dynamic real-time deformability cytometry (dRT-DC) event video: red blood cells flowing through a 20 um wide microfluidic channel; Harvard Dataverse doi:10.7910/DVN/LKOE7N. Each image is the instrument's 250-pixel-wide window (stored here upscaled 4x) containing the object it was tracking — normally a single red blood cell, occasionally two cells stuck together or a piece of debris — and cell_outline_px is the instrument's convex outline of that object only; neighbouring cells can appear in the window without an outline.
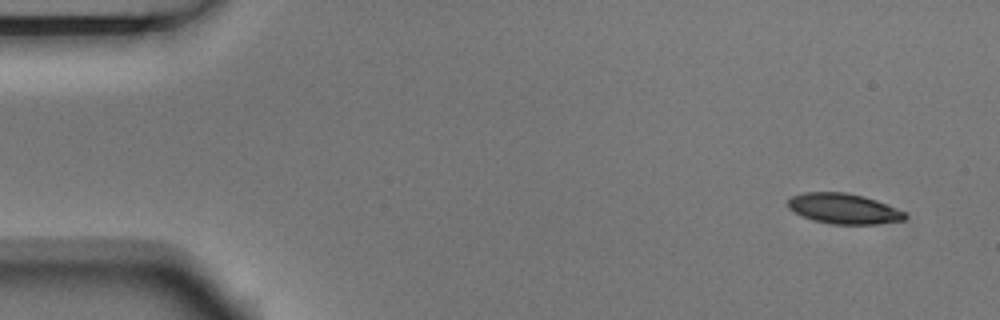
{"species": "Egyptian fruit bat (a non-hibernating species)", "species_latin": "Rousettus aegyptiacus", "temperature_condition": "room temperature", "stored_images_in_passage": 5, "camera_frame_rate_fps": 3000, "um_per_image_px": 0.085, "animal": {"sex": "male"}, "frame": {"image": 1, "passage_image": 1, "time_ms": 0.0, "image_size_px": [1000, 320], "cell_outline_px": [[908, 216], [904, 220], [876, 224], [832, 224], [812, 220], [788, 208], [788, 200], [792, 196], [804, 192], [844, 192], [864, 196], [876, 200], [904, 212]], "centroid_in_image_um": [71.71, 17.73], "position_along_channel_um": 13.3, "area_um2": 20.52}}
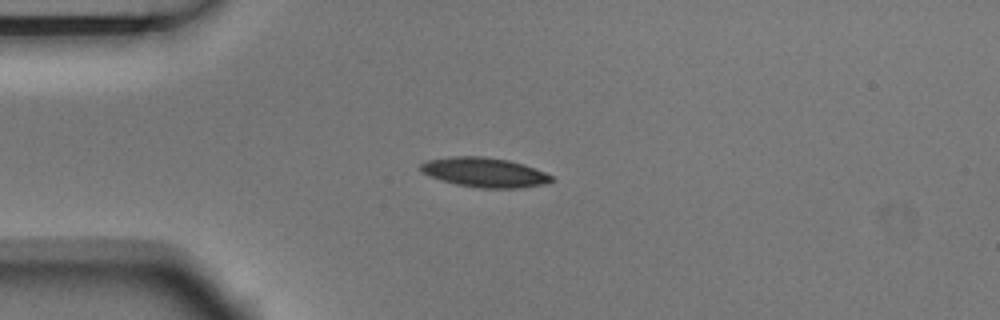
{"frame": {"image": 2, "passage_image": 4, "time_ms": 1.0, "image_size_px": [1000, 320], "cell_outline_px": [[556, 180], [544, 184], [516, 188], [480, 188], [456, 184], [440, 180], [424, 172], [420, 168], [420, 164], [428, 160], [452, 156], [480, 156], [508, 160], [524, 164], [544, 172], [552, 176]], "centroid_in_image_um": [41.21, 14.65], "position_along_channel_um": 43.8, "area_um2": 22.37}}